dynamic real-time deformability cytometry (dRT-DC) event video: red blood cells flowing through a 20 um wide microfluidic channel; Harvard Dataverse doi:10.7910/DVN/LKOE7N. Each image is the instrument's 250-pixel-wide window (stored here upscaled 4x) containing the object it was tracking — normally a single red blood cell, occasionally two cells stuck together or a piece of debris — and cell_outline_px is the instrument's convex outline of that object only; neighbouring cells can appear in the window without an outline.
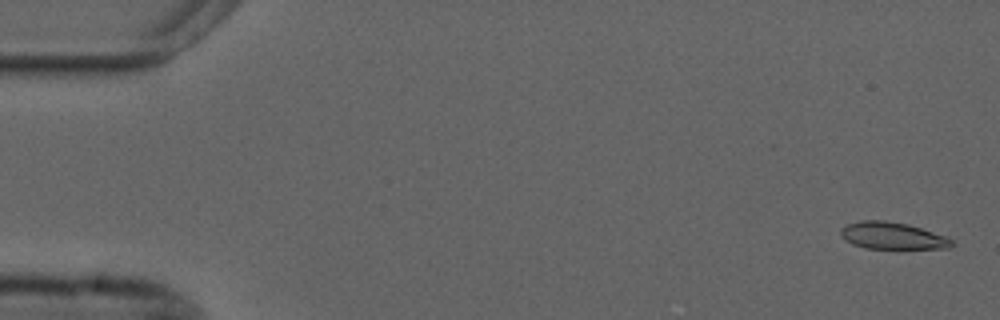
{"species": "common noctule bat (a hibernating species)", "species_latin": "Nyctalus noctula", "temperature_condition": "cold", "stored_images_in_passage": 55, "camera_frame_rate_fps": 3000, "um_per_image_px": 0.085, "animal": {"sex": "male", "forearm_length_mm": 52.5}, "frame": {"image": 1, "passage_image": 2, "time_ms": 0.333, "image_size_px": [1000, 320], "cell_outline_px": [[956, 244], [952, 248], [864, 248], [852, 244], [844, 240], [840, 236], [840, 228], [848, 224], [860, 220], [884, 220], [908, 224], [948, 236]], "centroid_in_image_um": [75.86, 20.03], "position_along_channel_um": 9.1, "area_um2": 17.69}}
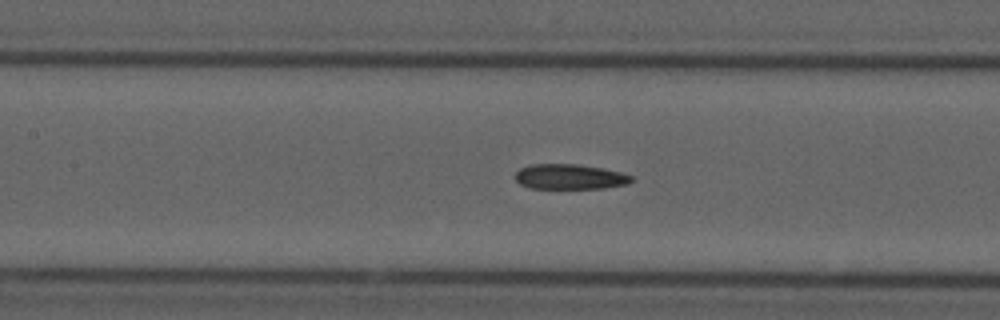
{"frame": {"image": 2, "passage_image": 25, "time_ms": 8.0, "image_size_px": [1000, 320], "cell_outline_px": [[636, 180], [628, 184], [604, 188], [528, 188], [520, 184], [516, 180], [516, 172], [520, 168], [532, 164], [576, 164], [600, 168], [620, 172], [632, 176]], "centroid_in_image_um": [48.45, 15.03], "position_along_channel_um": 159.0, "area_um2": 16.99}}
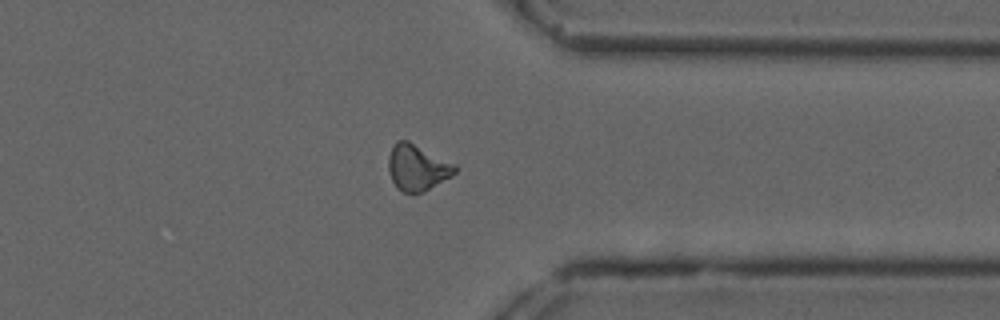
{"frame": {"image": 3, "passage_image": 43, "time_ms": 14.0, "image_size_px": [1000, 320], "cell_outline_px": [[456, 172], [452, 176], [424, 192], [412, 196], [396, 188], [392, 180], [388, 168], [388, 156], [396, 140], [408, 140], [456, 164]], "centroid_in_image_um": [35.46, 14.27], "position_along_channel_um": 375.9, "area_um2": 18.21}, "authors_computed_cell_mechanics": {"area_um2": 17.6868, "velocity_mm_per_s": 3.7118, "shape_relaxation_time_tau1_ms": null, "shape_relaxation_time_tau2_ms": 7.5103, "deformation_change_tau1": null, "deformation_change_tau2": 0.1639}}